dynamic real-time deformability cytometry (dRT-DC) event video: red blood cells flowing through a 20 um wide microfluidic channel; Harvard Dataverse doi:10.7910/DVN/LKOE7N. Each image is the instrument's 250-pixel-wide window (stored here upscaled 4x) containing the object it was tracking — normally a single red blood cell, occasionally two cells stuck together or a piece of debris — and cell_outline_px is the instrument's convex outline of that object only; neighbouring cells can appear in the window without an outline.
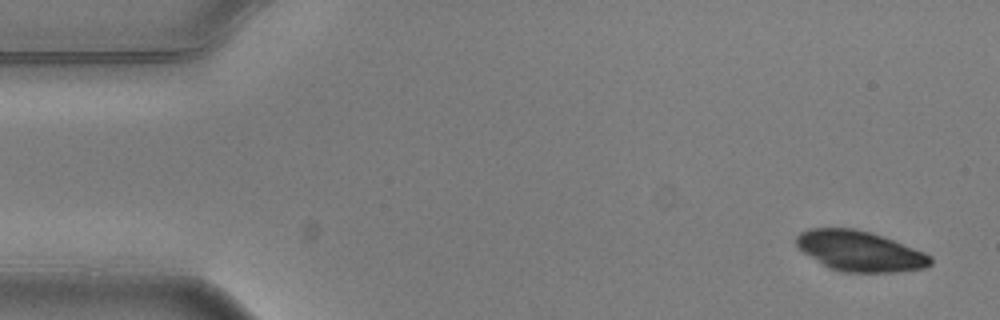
{"species": "common noctule bat (a hibernating species)", "species_latin": "Nyctalus noctula", "temperature_condition": "warm", "stored_images_in_passage": 4, "camera_frame_rate_fps": 3000, "um_per_image_px": 0.085, "animal": {"sex": "male", "body_mass_g": 20.5, "forearm_length_mm": 52.5}, "frame": {"image": 1, "passage_image": 1, "time_ms": 0.0, "image_size_px": [1000, 320], "cell_outline_px": [[932, 264], [924, 268], [896, 272], [840, 272], [828, 268], [804, 252], [796, 244], [796, 236], [800, 232], [808, 228], [856, 228], [872, 232], [924, 252], [932, 256]], "centroid_in_image_um": [73.08, 21.34], "position_along_channel_um": 11.9, "area_um2": 31.56}}